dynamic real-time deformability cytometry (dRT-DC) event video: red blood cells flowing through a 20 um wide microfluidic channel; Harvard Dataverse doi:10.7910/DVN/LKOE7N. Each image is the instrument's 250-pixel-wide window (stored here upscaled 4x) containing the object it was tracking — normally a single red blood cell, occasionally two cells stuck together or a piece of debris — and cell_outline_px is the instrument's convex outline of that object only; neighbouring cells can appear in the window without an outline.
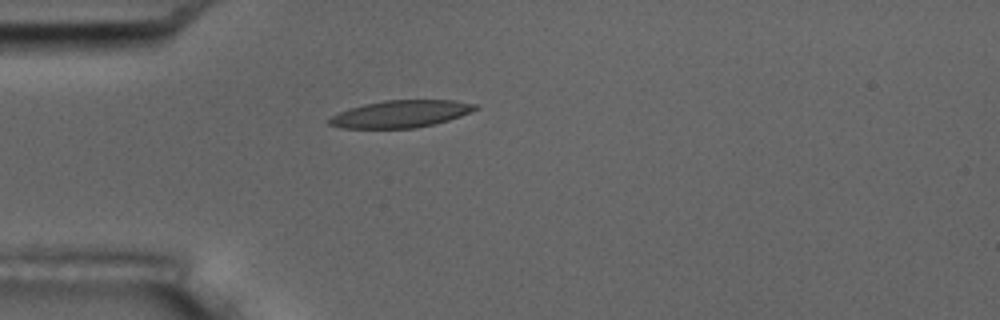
{"species": "common noctule bat (a hibernating species)", "species_latin": "Nyctalus noctula", "temperature_condition": "room temperature", "stored_images_in_passage": 1, "camera_frame_rate_fps": 3000, "um_per_image_px": 0.085, "animal": {"sex": "male", "body_mass_g": 17.5, "forearm_length_mm": 52.3}, "frame": {"image": 1, "passage_image": 1, "time_ms": 0.0, "image_size_px": [1000, 320], "cell_outline_px": [[480, 108], [460, 116], [448, 120], [416, 128], [340, 128], [328, 124], [328, 120], [332, 116], [340, 112], [364, 104], [384, 100], [452, 100], [476, 104]], "centroid_in_image_um": [34.07, 9.68], "position_along_channel_um": 50.9, "area_um2": 22.95}}